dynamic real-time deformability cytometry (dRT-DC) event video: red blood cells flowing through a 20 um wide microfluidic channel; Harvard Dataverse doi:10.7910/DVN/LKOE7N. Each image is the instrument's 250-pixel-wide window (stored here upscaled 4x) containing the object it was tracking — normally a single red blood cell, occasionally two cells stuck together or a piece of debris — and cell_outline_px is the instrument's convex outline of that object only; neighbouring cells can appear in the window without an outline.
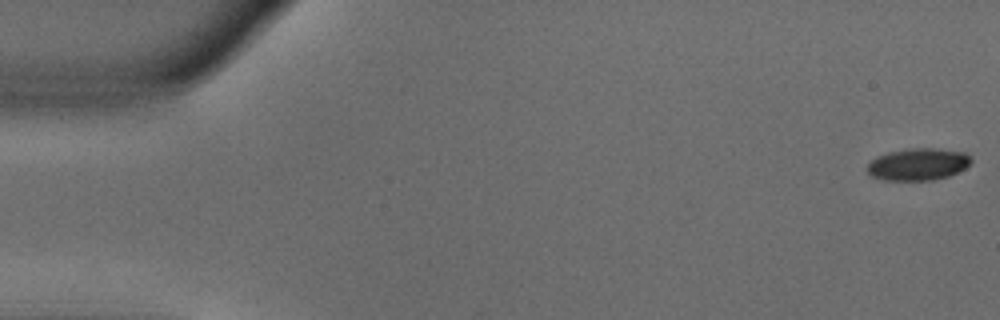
{"species": "common noctule bat (a hibernating species)", "species_latin": "Nyctalus noctula", "temperature_condition": "warm", "stored_images_in_passage": 53, "camera_frame_rate_fps": 3000, "um_per_image_px": 0.085, "animal": {"sex": "male", "body_mass_g": 18.8}, "frame": {"image": 1, "passage_image": 1, "time_ms": 0.0, "image_size_px": [1000, 320], "cell_outline_px": [[972, 160], [964, 168], [948, 176], [932, 180], [884, 180], [872, 176], [868, 172], [868, 164], [876, 156], [888, 152], [912, 148], [936, 148], [964, 152]], "centroid_in_image_um": [78.01, 13.96], "position_along_channel_um": 7.0, "area_um2": 19.19}}
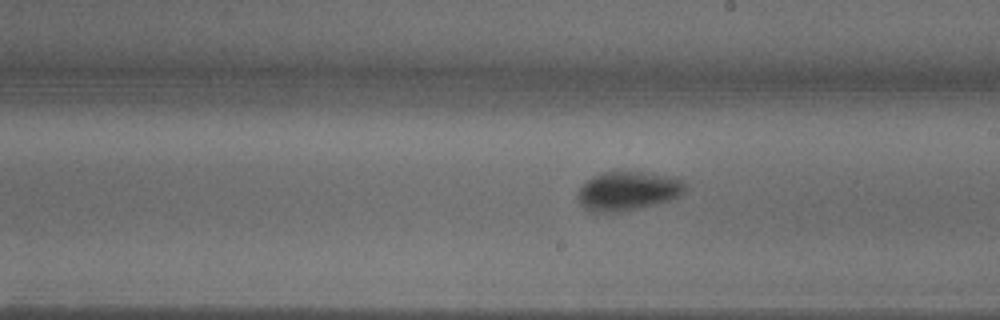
{"frame": {"image": 2, "passage_image": 30, "time_ms": 9.667, "image_size_px": [1000, 320], "cell_outline_px": [[688, 184], [684, 192], [668, 200], [636, 208], [616, 212], [596, 212], [584, 208], [580, 204], [576, 196], [580, 188], [592, 176], [604, 172], [644, 172], [676, 176], [684, 180]], "centroid_in_image_um": [53.39, 16.21], "position_along_channel_um": 235.6, "area_um2": 24.28}}
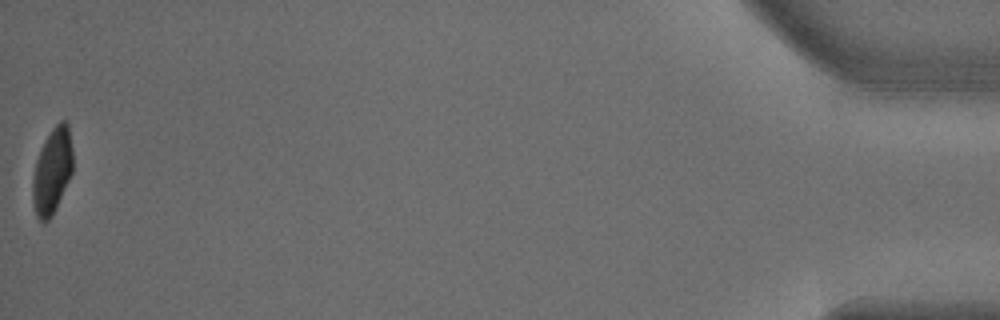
{"frame": {"image": 3, "passage_image": 53, "time_ms": 17.333, "image_size_px": [1000, 320], "cell_outline_px": [[72, 172], [56, 208], [52, 216], [44, 224], [40, 224], [36, 216], [32, 204], [32, 176], [36, 160], [40, 148], [44, 140], [52, 128], [60, 120], [64, 120], [68, 124], [72, 148]], "centroid_in_image_um": [4.4, 14.57], "position_along_channel_um": 430.8, "area_um2": 20.4}, "authors_computed_cell_mechanics": {"area_um2": 22.0218, "velocity_mm_per_s": 3.8175, "shape_relaxation_time_tau1_ms": 3.0754, "shape_relaxation_time_tau2_ms": null, "deformation_change_tau1": 0.1296, "deformation_change_tau2": null}}